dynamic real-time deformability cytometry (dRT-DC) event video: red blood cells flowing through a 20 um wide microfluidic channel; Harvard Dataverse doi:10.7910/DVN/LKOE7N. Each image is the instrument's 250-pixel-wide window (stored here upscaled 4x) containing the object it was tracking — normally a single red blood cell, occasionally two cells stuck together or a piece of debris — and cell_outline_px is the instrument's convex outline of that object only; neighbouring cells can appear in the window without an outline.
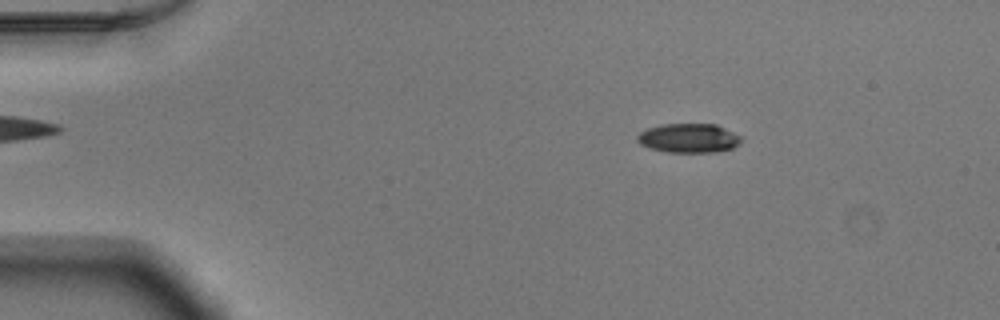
{"species": "Egyptian fruit bat (a non-hibernating species)", "species_latin": "Rousettus aegyptiacus", "temperature_condition": "warm", "stored_images_in_passage": 51, "camera_frame_rate_fps": 3000, "um_per_image_px": 0.085, "animal": {"sex": "male"}, "frame": {"image": 1, "passage_image": 8, "time_ms": 2.333, "image_size_px": [1000, 320], "cell_outline_px": [[744, 140], [740, 144], [732, 148], [716, 152], [664, 152], [648, 148], [640, 144], [636, 140], [636, 136], [640, 132], [648, 128], [660, 124], [716, 124], [740, 136]], "centroid_in_image_um": [58.52, 11.75], "position_along_channel_um": 26.5, "area_um2": 17.86}}
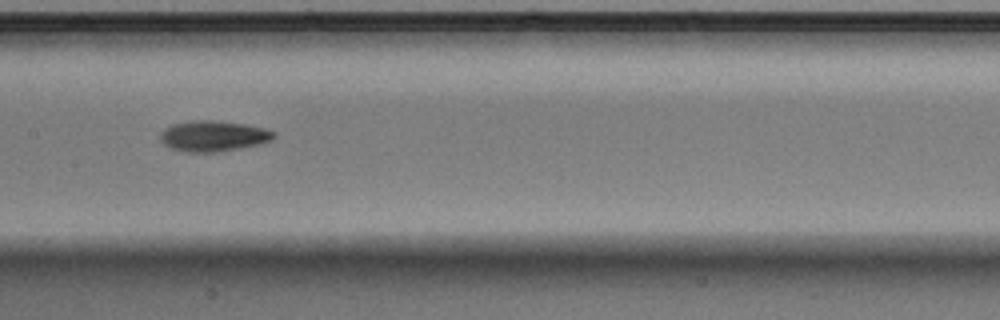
{"frame": {"image": 2, "passage_image": 26, "time_ms": 8.333, "image_size_px": [1000, 320], "cell_outline_px": [[276, 136], [272, 140], [260, 144], [240, 148], [216, 152], [188, 152], [172, 148], [164, 144], [160, 140], [160, 136], [164, 128], [172, 124], [192, 120], [212, 120], [244, 124], [264, 128], [276, 132]], "centroid_in_image_um": [18.15, 11.56], "position_along_channel_um": 189.3, "area_um2": 20.29}}
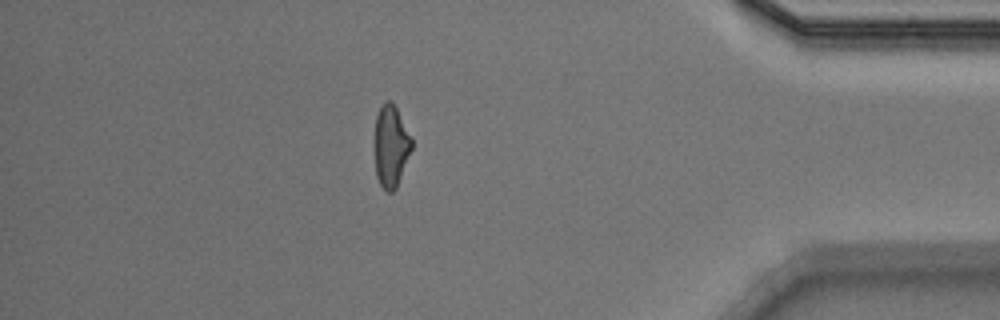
{"frame": {"image": 3, "passage_image": 45, "time_ms": 14.667, "image_size_px": [1000, 320], "cell_outline_px": [[412, 148], [396, 188], [392, 192], [388, 192], [380, 184], [376, 176], [376, 116], [384, 100], [388, 100], [396, 108], [412, 136]], "centroid_in_image_um": [33.25, 12.42], "position_along_channel_um": 401.9, "area_um2": 17.28}, "authors_computed_cell_mechanics": {"area_um2": 18.7272, "velocity_mm_per_s": 3.925, "shape_relaxation_time_tau1_ms": 3.4184, "shape_relaxation_time_tau2_ms": 4.4306, "deformation_change_tau1": 0.1603, "deformation_change_tau2": 0.1353}}